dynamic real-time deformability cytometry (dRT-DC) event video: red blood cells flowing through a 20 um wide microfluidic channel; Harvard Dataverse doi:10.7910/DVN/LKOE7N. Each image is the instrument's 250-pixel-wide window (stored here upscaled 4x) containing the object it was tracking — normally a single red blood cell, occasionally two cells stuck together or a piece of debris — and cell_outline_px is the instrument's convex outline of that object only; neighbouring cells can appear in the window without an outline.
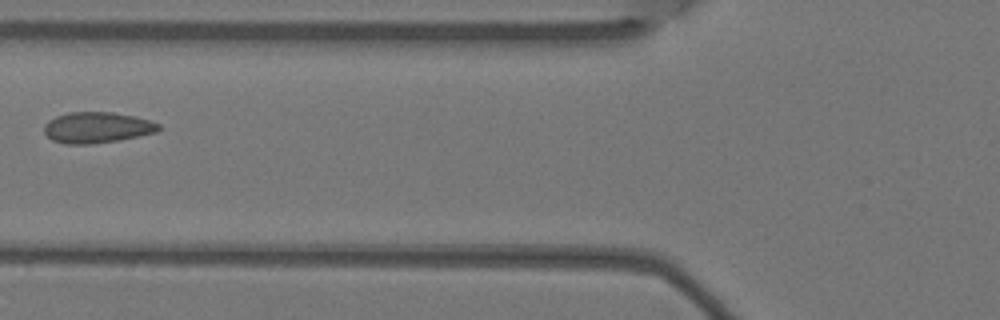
{"species": "Egyptian fruit bat (a non-hibernating species)", "species_latin": "Rousettus aegyptiacus", "temperature_condition": "warm", "stored_images_in_passage": 7, "camera_frame_rate_fps": 3000, "um_per_image_px": 0.085, "animal": {"sex": "female"}, "frame": {"image": 1, "passage_image": 7, "time_ms": 2.0, "image_size_px": [1000, 320], "cell_outline_px": [[160, 128], [156, 132], [120, 140], [88, 144], [64, 144], [52, 140], [44, 132], [44, 124], [48, 120], [56, 116], [68, 112], [112, 112], [136, 116], [160, 124]], "centroid_in_image_um": [8.22, 10.83], "position_along_channel_um": 117.6, "area_um2": 20.69}}